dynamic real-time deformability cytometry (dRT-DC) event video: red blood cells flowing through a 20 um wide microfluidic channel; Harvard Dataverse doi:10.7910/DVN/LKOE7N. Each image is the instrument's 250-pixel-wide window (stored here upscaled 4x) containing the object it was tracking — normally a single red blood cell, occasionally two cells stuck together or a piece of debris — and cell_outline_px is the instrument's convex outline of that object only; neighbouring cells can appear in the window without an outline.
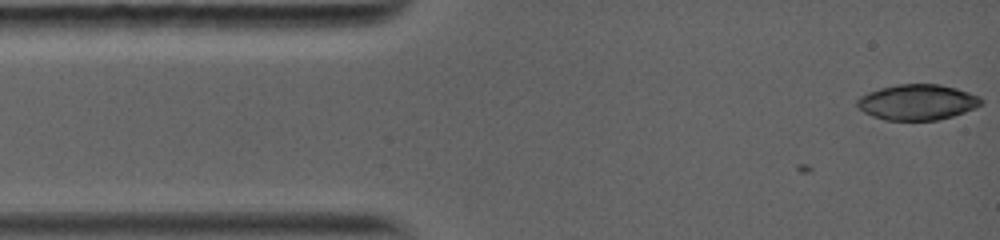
{"species": "common noctule bat (a hibernating species)", "species_latin": "Nyctalus noctula", "temperature_condition": "warm", "stored_images_in_passage": 14, "camera_frame_rate_fps": 5000, "um_per_image_px": 0.085, "animal": {"sex": "female", "body_mass_g": 19.0, "forearm_length_mm": 56.7}, "frame": {"image": 1, "passage_image": 1, "time_ms": 0.0, "image_size_px": [1000, 240], "cell_outline_px": [[984, 104], [976, 108], [952, 116], [936, 120], [884, 120], [872, 116], [864, 112], [856, 104], [856, 100], [860, 96], [868, 92], [880, 88], [896, 84], [940, 84], [956, 88], [980, 96], [984, 100]], "centroid_in_image_um": [77.99, 8.68], "position_along_channel_um": 7.0, "area_um2": 25.89}}
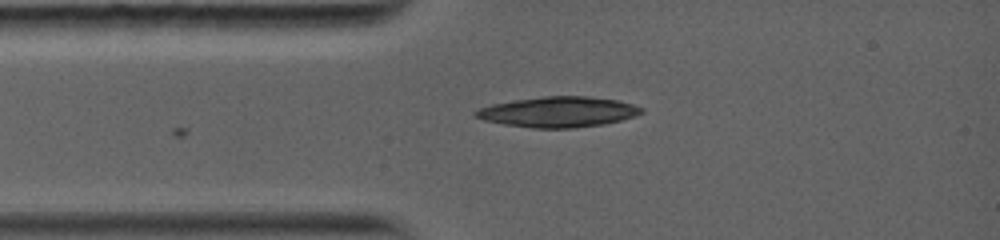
{"frame": {"image": 2, "passage_image": 14, "time_ms": 2.4, "image_size_px": [1000, 240], "cell_outline_px": [[644, 112], [636, 116], [604, 124], [572, 128], [532, 128], [504, 124], [484, 120], [476, 116], [472, 112], [480, 108], [492, 104], [512, 100], [544, 96], [588, 96], [620, 100], [644, 108]], "centroid_in_image_um": [47.48, 9.51], "position_along_channel_um": 37.5, "area_um2": 29.54}}